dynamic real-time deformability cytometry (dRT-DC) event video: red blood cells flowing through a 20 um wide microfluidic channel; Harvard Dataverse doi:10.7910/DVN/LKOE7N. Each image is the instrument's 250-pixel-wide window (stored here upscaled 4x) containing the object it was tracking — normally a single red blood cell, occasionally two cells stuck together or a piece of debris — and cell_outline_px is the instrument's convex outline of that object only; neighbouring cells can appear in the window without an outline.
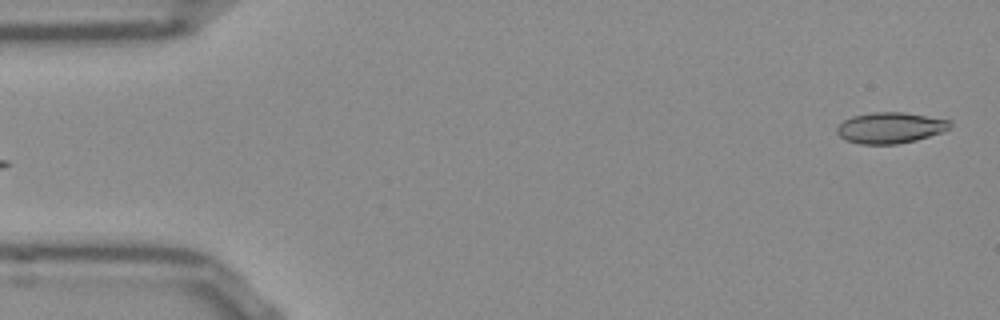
{"species": "Egyptian fruit bat (a non-hibernating species)", "species_latin": "Rousettus aegyptiacus", "temperature_condition": "room temperature", "stored_images_in_passage": 15, "camera_frame_rate_fps": 3000, "um_per_image_px": 0.085, "frame": {"image": 1, "passage_image": 2, "time_ms": 0.333, "image_size_px": [1000, 320], "cell_outline_px": [[952, 124], [948, 128], [940, 132], [916, 140], [896, 144], [860, 144], [844, 140], [836, 132], [836, 128], [844, 120], [852, 116], [872, 112], [904, 112], [952, 120]], "centroid_in_image_um": [75.65, 10.85], "position_along_channel_um": 9.4, "area_um2": 20.4}}
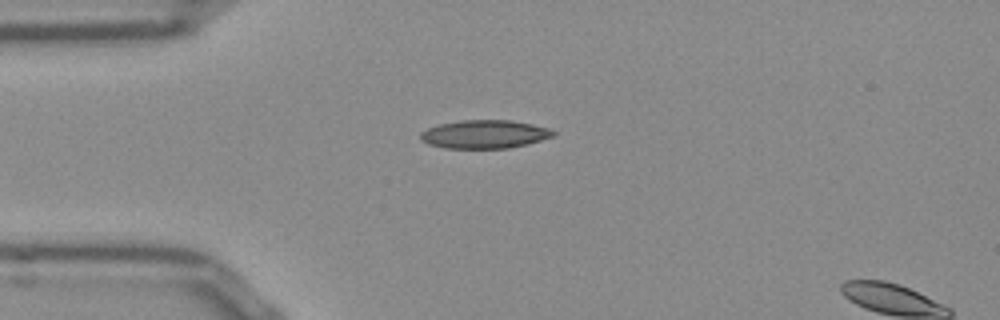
{"frame": {"image": 2, "passage_image": 13, "time_ms": 4.0, "image_size_px": [1000, 320], "cell_outline_px": [[556, 136], [528, 144], [508, 148], [444, 148], [428, 144], [420, 140], [420, 132], [428, 128], [440, 124], [460, 120], [512, 120], [532, 124], [548, 128], [556, 132]], "centroid_in_image_um": [41.2, 11.41], "position_along_channel_um": 43.8, "area_um2": 22.08}}